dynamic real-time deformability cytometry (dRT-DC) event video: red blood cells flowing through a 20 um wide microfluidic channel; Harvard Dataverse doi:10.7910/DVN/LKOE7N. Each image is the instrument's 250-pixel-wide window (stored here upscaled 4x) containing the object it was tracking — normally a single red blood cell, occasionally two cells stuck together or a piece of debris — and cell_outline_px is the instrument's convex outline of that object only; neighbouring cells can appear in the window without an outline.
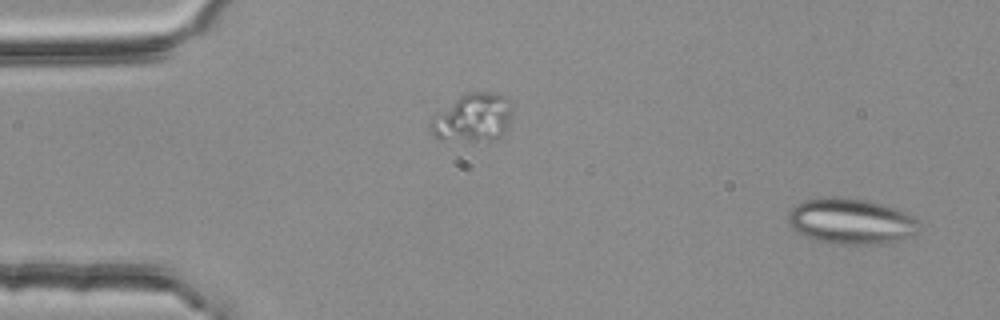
{"species": "common noctule bat (a hibernating species)", "species_latin": "Nyctalus noctula", "temperature_condition": "room temperature", "stored_images_in_passage": 4, "segment_of_instrument_passage": [2, 2], "camera_frame_rate_fps": 3000, "um_per_image_px": 0.085, "animal": {"sex": "female", "body_mass_g": 25.1}, "frame": {"image": 1, "passage_image": 4, "time_ms": 1.0, "image_size_px": [1000, 320], "cell_outline_px": [[920, 224], [916, 232], [892, 240], [876, 244], [832, 244], [812, 240], [796, 232], [788, 224], [788, 212], [796, 204], [804, 200], [832, 196], [840, 196], [868, 200], [896, 208], [912, 216]], "centroid_in_image_um": [72.23, 18.79], "position_along_channel_um": 12.8, "area_um2": 34.85}}